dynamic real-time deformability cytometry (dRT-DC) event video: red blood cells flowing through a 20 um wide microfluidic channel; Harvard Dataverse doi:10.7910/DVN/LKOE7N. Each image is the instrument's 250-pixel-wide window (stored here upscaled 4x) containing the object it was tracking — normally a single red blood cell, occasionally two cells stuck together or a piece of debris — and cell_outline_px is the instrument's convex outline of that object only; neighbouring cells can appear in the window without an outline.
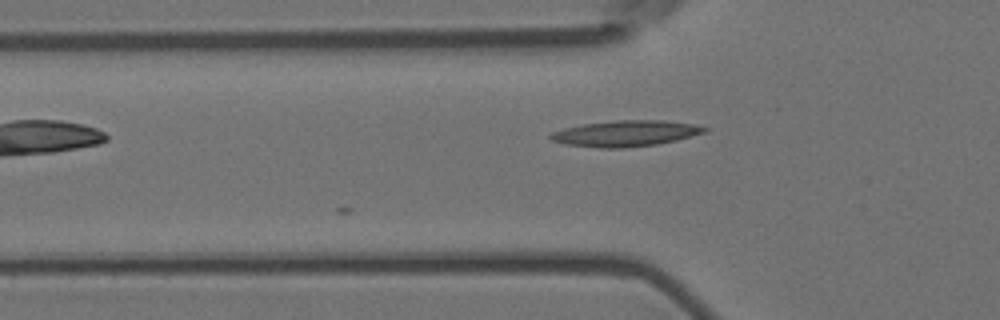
{"species": "Egyptian fruit bat (a non-hibernating species)", "species_latin": "Rousettus aegyptiacus", "temperature_condition": "room temperature", "stored_images_in_passage": 6, "camera_frame_rate_fps": 3000, "um_per_image_px": 0.085, "animal": {"sex": "female"}, "frame": {"image": 1, "passage_image": 4, "time_ms": 1.0, "image_size_px": [1000, 320], "cell_outline_px": [[712, 128], [708, 132], [676, 140], [656, 144], [624, 148], [600, 148], [564, 144], [552, 140], [548, 136], [552, 132], [564, 128], [584, 124], [616, 120], [664, 120], [692, 124]], "centroid_in_image_um": [53.21, 11.34], "position_along_channel_um": 72.6, "area_um2": 23.35}}
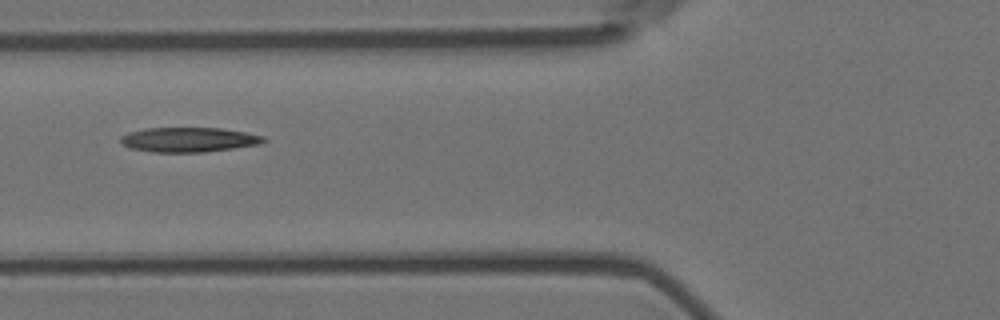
{"frame": {"image": 2, "passage_image": 5, "time_ms": 1.333, "image_size_px": [1000, 320], "cell_outline_px": [[268, 140], [260, 144], [204, 152], [152, 152], [132, 148], [120, 144], [120, 136], [128, 132], [144, 128], [220, 128], [244, 132], [264, 136]], "centroid_in_image_um": [16.01, 11.87], "position_along_channel_um": 109.8, "area_um2": 20.58}}
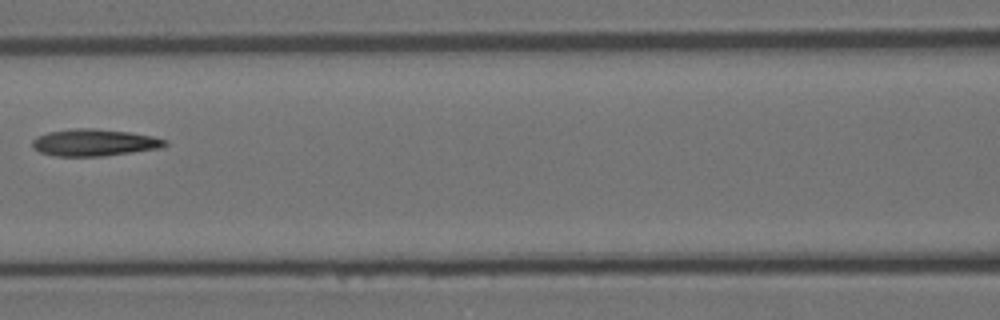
{"frame": {"image": 3, "passage_image": 6, "time_ms": 1.667, "image_size_px": [1000, 320], "cell_outline_px": [[168, 144], [160, 148], [132, 152], [100, 156], [56, 156], [40, 152], [32, 148], [32, 140], [36, 136], [48, 132], [76, 128], [92, 128], [132, 132], [152, 136], [168, 140]], "centroid_in_image_um": [8.01, 12.11], "position_along_channel_um": 158.6, "area_um2": 20.87}}